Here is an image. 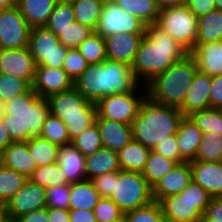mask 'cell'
Masks as SVG:
<instances>
[{"mask_svg": "<svg viewBox=\"0 0 222 222\" xmlns=\"http://www.w3.org/2000/svg\"><path fill=\"white\" fill-rule=\"evenodd\" d=\"M88 66V62L76 48L68 49L62 68L73 82L86 70Z\"/></svg>", "mask_w": 222, "mask_h": 222, "instance_id": "bcb514c9", "label": "cell"}, {"mask_svg": "<svg viewBox=\"0 0 222 222\" xmlns=\"http://www.w3.org/2000/svg\"><path fill=\"white\" fill-rule=\"evenodd\" d=\"M36 64L29 48L0 49V73L25 79L31 86Z\"/></svg>", "mask_w": 222, "mask_h": 222, "instance_id": "9a60e30c", "label": "cell"}, {"mask_svg": "<svg viewBox=\"0 0 222 222\" xmlns=\"http://www.w3.org/2000/svg\"><path fill=\"white\" fill-rule=\"evenodd\" d=\"M141 85L143 90L140 87ZM146 97L147 91L144 84H138L131 92L105 96L95 103L97 108L96 118L132 124Z\"/></svg>", "mask_w": 222, "mask_h": 222, "instance_id": "30bf717a", "label": "cell"}, {"mask_svg": "<svg viewBox=\"0 0 222 222\" xmlns=\"http://www.w3.org/2000/svg\"><path fill=\"white\" fill-rule=\"evenodd\" d=\"M1 222H16L15 220L4 218Z\"/></svg>", "mask_w": 222, "mask_h": 222, "instance_id": "89a4df30", "label": "cell"}, {"mask_svg": "<svg viewBox=\"0 0 222 222\" xmlns=\"http://www.w3.org/2000/svg\"><path fill=\"white\" fill-rule=\"evenodd\" d=\"M4 108L3 125L12 142H26L39 136L50 114L48 99L41 98L32 87L4 103Z\"/></svg>", "mask_w": 222, "mask_h": 222, "instance_id": "3957f363", "label": "cell"}, {"mask_svg": "<svg viewBox=\"0 0 222 222\" xmlns=\"http://www.w3.org/2000/svg\"><path fill=\"white\" fill-rule=\"evenodd\" d=\"M211 195L193 180L179 193L162 198L165 222H196L204 214Z\"/></svg>", "mask_w": 222, "mask_h": 222, "instance_id": "52a82bcc", "label": "cell"}, {"mask_svg": "<svg viewBox=\"0 0 222 222\" xmlns=\"http://www.w3.org/2000/svg\"><path fill=\"white\" fill-rule=\"evenodd\" d=\"M100 198L91 180L70 184L69 209L94 210Z\"/></svg>", "mask_w": 222, "mask_h": 222, "instance_id": "f1b7e54d", "label": "cell"}, {"mask_svg": "<svg viewBox=\"0 0 222 222\" xmlns=\"http://www.w3.org/2000/svg\"><path fill=\"white\" fill-rule=\"evenodd\" d=\"M192 180L211 197H222V162L189 161Z\"/></svg>", "mask_w": 222, "mask_h": 222, "instance_id": "ffe728a7", "label": "cell"}, {"mask_svg": "<svg viewBox=\"0 0 222 222\" xmlns=\"http://www.w3.org/2000/svg\"><path fill=\"white\" fill-rule=\"evenodd\" d=\"M47 215L50 222H70L69 209L47 207Z\"/></svg>", "mask_w": 222, "mask_h": 222, "instance_id": "6f0895ef", "label": "cell"}, {"mask_svg": "<svg viewBox=\"0 0 222 222\" xmlns=\"http://www.w3.org/2000/svg\"><path fill=\"white\" fill-rule=\"evenodd\" d=\"M11 142L8 132L3 125V120L0 119V150H4Z\"/></svg>", "mask_w": 222, "mask_h": 222, "instance_id": "91938a15", "label": "cell"}, {"mask_svg": "<svg viewBox=\"0 0 222 222\" xmlns=\"http://www.w3.org/2000/svg\"><path fill=\"white\" fill-rule=\"evenodd\" d=\"M177 164V162L151 150L142 175L153 187L158 180L164 177Z\"/></svg>", "mask_w": 222, "mask_h": 222, "instance_id": "836d02e7", "label": "cell"}, {"mask_svg": "<svg viewBox=\"0 0 222 222\" xmlns=\"http://www.w3.org/2000/svg\"><path fill=\"white\" fill-rule=\"evenodd\" d=\"M39 136L59 147L72 143L63 121L51 113L46 117Z\"/></svg>", "mask_w": 222, "mask_h": 222, "instance_id": "60d3db41", "label": "cell"}, {"mask_svg": "<svg viewBox=\"0 0 222 222\" xmlns=\"http://www.w3.org/2000/svg\"><path fill=\"white\" fill-rule=\"evenodd\" d=\"M4 167V154L3 150H0V169Z\"/></svg>", "mask_w": 222, "mask_h": 222, "instance_id": "03108f58", "label": "cell"}, {"mask_svg": "<svg viewBox=\"0 0 222 222\" xmlns=\"http://www.w3.org/2000/svg\"><path fill=\"white\" fill-rule=\"evenodd\" d=\"M156 25L188 53L195 48L198 18L186 6L159 11Z\"/></svg>", "mask_w": 222, "mask_h": 222, "instance_id": "9c48e42d", "label": "cell"}, {"mask_svg": "<svg viewBox=\"0 0 222 222\" xmlns=\"http://www.w3.org/2000/svg\"><path fill=\"white\" fill-rule=\"evenodd\" d=\"M204 215L213 222H222V197H212Z\"/></svg>", "mask_w": 222, "mask_h": 222, "instance_id": "db71d44e", "label": "cell"}, {"mask_svg": "<svg viewBox=\"0 0 222 222\" xmlns=\"http://www.w3.org/2000/svg\"><path fill=\"white\" fill-rule=\"evenodd\" d=\"M31 28L17 6L3 9L0 14V49L28 47Z\"/></svg>", "mask_w": 222, "mask_h": 222, "instance_id": "4fadbf2b", "label": "cell"}, {"mask_svg": "<svg viewBox=\"0 0 222 222\" xmlns=\"http://www.w3.org/2000/svg\"><path fill=\"white\" fill-rule=\"evenodd\" d=\"M186 7L198 18L216 10L215 0H188Z\"/></svg>", "mask_w": 222, "mask_h": 222, "instance_id": "816d5d0a", "label": "cell"}, {"mask_svg": "<svg viewBox=\"0 0 222 222\" xmlns=\"http://www.w3.org/2000/svg\"><path fill=\"white\" fill-rule=\"evenodd\" d=\"M109 222H125V217L124 215L121 217V218H118V219H114V220H111Z\"/></svg>", "mask_w": 222, "mask_h": 222, "instance_id": "a7ac6f4b", "label": "cell"}, {"mask_svg": "<svg viewBox=\"0 0 222 222\" xmlns=\"http://www.w3.org/2000/svg\"><path fill=\"white\" fill-rule=\"evenodd\" d=\"M92 32L94 31L89 27L75 21L62 30L57 37L63 46L71 49L77 48Z\"/></svg>", "mask_w": 222, "mask_h": 222, "instance_id": "ee69618b", "label": "cell"}, {"mask_svg": "<svg viewBox=\"0 0 222 222\" xmlns=\"http://www.w3.org/2000/svg\"><path fill=\"white\" fill-rule=\"evenodd\" d=\"M28 48L36 66L42 65L53 68L63 67L69 49L63 46L55 33L46 26L31 28Z\"/></svg>", "mask_w": 222, "mask_h": 222, "instance_id": "8fae6325", "label": "cell"}, {"mask_svg": "<svg viewBox=\"0 0 222 222\" xmlns=\"http://www.w3.org/2000/svg\"><path fill=\"white\" fill-rule=\"evenodd\" d=\"M119 7L134 15L146 26L156 24L159 9L155 0H113Z\"/></svg>", "mask_w": 222, "mask_h": 222, "instance_id": "1f68e13d", "label": "cell"}, {"mask_svg": "<svg viewBox=\"0 0 222 222\" xmlns=\"http://www.w3.org/2000/svg\"><path fill=\"white\" fill-rule=\"evenodd\" d=\"M86 180L106 173L121 171L117 151L101 147L85 157Z\"/></svg>", "mask_w": 222, "mask_h": 222, "instance_id": "d4e9b609", "label": "cell"}, {"mask_svg": "<svg viewBox=\"0 0 222 222\" xmlns=\"http://www.w3.org/2000/svg\"><path fill=\"white\" fill-rule=\"evenodd\" d=\"M150 149L132 139L118 153L122 171L142 172L148 160Z\"/></svg>", "mask_w": 222, "mask_h": 222, "instance_id": "83f0119b", "label": "cell"}, {"mask_svg": "<svg viewBox=\"0 0 222 222\" xmlns=\"http://www.w3.org/2000/svg\"><path fill=\"white\" fill-rule=\"evenodd\" d=\"M187 1L188 0H155L159 11L167 8L186 6Z\"/></svg>", "mask_w": 222, "mask_h": 222, "instance_id": "680465c9", "label": "cell"}, {"mask_svg": "<svg viewBox=\"0 0 222 222\" xmlns=\"http://www.w3.org/2000/svg\"><path fill=\"white\" fill-rule=\"evenodd\" d=\"M95 32L104 38L115 33H145L146 25L114 1H106Z\"/></svg>", "mask_w": 222, "mask_h": 222, "instance_id": "7c38bea8", "label": "cell"}, {"mask_svg": "<svg viewBox=\"0 0 222 222\" xmlns=\"http://www.w3.org/2000/svg\"><path fill=\"white\" fill-rule=\"evenodd\" d=\"M145 33H115L105 39L108 60L132 65Z\"/></svg>", "mask_w": 222, "mask_h": 222, "instance_id": "e0dca14e", "label": "cell"}, {"mask_svg": "<svg viewBox=\"0 0 222 222\" xmlns=\"http://www.w3.org/2000/svg\"><path fill=\"white\" fill-rule=\"evenodd\" d=\"M72 144L86 157L103 147L96 123L72 140Z\"/></svg>", "mask_w": 222, "mask_h": 222, "instance_id": "7bdbcfd3", "label": "cell"}, {"mask_svg": "<svg viewBox=\"0 0 222 222\" xmlns=\"http://www.w3.org/2000/svg\"><path fill=\"white\" fill-rule=\"evenodd\" d=\"M183 117L178 107L158 104L146 97L131 124L133 139L153 150L157 143L177 133Z\"/></svg>", "mask_w": 222, "mask_h": 222, "instance_id": "277c9868", "label": "cell"}, {"mask_svg": "<svg viewBox=\"0 0 222 222\" xmlns=\"http://www.w3.org/2000/svg\"><path fill=\"white\" fill-rule=\"evenodd\" d=\"M5 115L4 102L0 98V119H2Z\"/></svg>", "mask_w": 222, "mask_h": 222, "instance_id": "6125c7cd", "label": "cell"}, {"mask_svg": "<svg viewBox=\"0 0 222 222\" xmlns=\"http://www.w3.org/2000/svg\"><path fill=\"white\" fill-rule=\"evenodd\" d=\"M31 87L25 79L0 73V98L4 103L26 93Z\"/></svg>", "mask_w": 222, "mask_h": 222, "instance_id": "b9f144b4", "label": "cell"}, {"mask_svg": "<svg viewBox=\"0 0 222 222\" xmlns=\"http://www.w3.org/2000/svg\"><path fill=\"white\" fill-rule=\"evenodd\" d=\"M17 2L15 0H0V7L3 9L12 8L16 6Z\"/></svg>", "mask_w": 222, "mask_h": 222, "instance_id": "94428289", "label": "cell"}, {"mask_svg": "<svg viewBox=\"0 0 222 222\" xmlns=\"http://www.w3.org/2000/svg\"><path fill=\"white\" fill-rule=\"evenodd\" d=\"M70 222H97L94 210L69 209Z\"/></svg>", "mask_w": 222, "mask_h": 222, "instance_id": "11a10c76", "label": "cell"}, {"mask_svg": "<svg viewBox=\"0 0 222 222\" xmlns=\"http://www.w3.org/2000/svg\"><path fill=\"white\" fill-rule=\"evenodd\" d=\"M97 222H109L114 219L121 218L124 212L118 205L107 197H101L94 207Z\"/></svg>", "mask_w": 222, "mask_h": 222, "instance_id": "7dc6e473", "label": "cell"}, {"mask_svg": "<svg viewBox=\"0 0 222 222\" xmlns=\"http://www.w3.org/2000/svg\"><path fill=\"white\" fill-rule=\"evenodd\" d=\"M197 71L194 58L187 54L145 84L147 97L158 104L179 107L184 102Z\"/></svg>", "mask_w": 222, "mask_h": 222, "instance_id": "5b68a950", "label": "cell"}, {"mask_svg": "<svg viewBox=\"0 0 222 222\" xmlns=\"http://www.w3.org/2000/svg\"><path fill=\"white\" fill-rule=\"evenodd\" d=\"M29 180L46 190L54 186L70 184L57 163L37 167Z\"/></svg>", "mask_w": 222, "mask_h": 222, "instance_id": "e575fe53", "label": "cell"}, {"mask_svg": "<svg viewBox=\"0 0 222 222\" xmlns=\"http://www.w3.org/2000/svg\"><path fill=\"white\" fill-rule=\"evenodd\" d=\"M210 107L222 109V74L211 77Z\"/></svg>", "mask_w": 222, "mask_h": 222, "instance_id": "f5cc1de1", "label": "cell"}, {"mask_svg": "<svg viewBox=\"0 0 222 222\" xmlns=\"http://www.w3.org/2000/svg\"><path fill=\"white\" fill-rule=\"evenodd\" d=\"M138 84L130 65L106 59L89 64L73 82V87L84 98L96 103L108 95L131 92Z\"/></svg>", "mask_w": 222, "mask_h": 222, "instance_id": "7a4b0ae2", "label": "cell"}, {"mask_svg": "<svg viewBox=\"0 0 222 222\" xmlns=\"http://www.w3.org/2000/svg\"><path fill=\"white\" fill-rule=\"evenodd\" d=\"M46 207V189L29 179L3 206L5 218L11 220H16L26 213Z\"/></svg>", "mask_w": 222, "mask_h": 222, "instance_id": "5bb4252c", "label": "cell"}, {"mask_svg": "<svg viewBox=\"0 0 222 222\" xmlns=\"http://www.w3.org/2000/svg\"><path fill=\"white\" fill-rule=\"evenodd\" d=\"M73 87V81L63 68L36 66L32 89L41 97L50 96L67 91Z\"/></svg>", "mask_w": 222, "mask_h": 222, "instance_id": "2e32d148", "label": "cell"}, {"mask_svg": "<svg viewBox=\"0 0 222 222\" xmlns=\"http://www.w3.org/2000/svg\"><path fill=\"white\" fill-rule=\"evenodd\" d=\"M26 143L37 167L56 163L59 146L40 136L31 137Z\"/></svg>", "mask_w": 222, "mask_h": 222, "instance_id": "d6a6232c", "label": "cell"}, {"mask_svg": "<svg viewBox=\"0 0 222 222\" xmlns=\"http://www.w3.org/2000/svg\"><path fill=\"white\" fill-rule=\"evenodd\" d=\"M203 133L189 117H183L176 133L177 146L180 155L186 160H194L199 148Z\"/></svg>", "mask_w": 222, "mask_h": 222, "instance_id": "484cf974", "label": "cell"}, {"mask_svg": "<svg viewBox=\"0 0 222 222\" xmlns=\"http://www.w3.org/2000/svg\"><path fill=\"white\" fill-rule=\"evenodd\" d=\"M211 76L196 72L184 102L178 107L184 117L210 107Z\"/></svg>", "mask_w": 222, "mask_h": 222, "instance_id": "d6986e66", "label": "cell"}, {"mask_svg": "<svg viewBox=\"0 0 222 222\" xmlns=\"http://www.w3.org/2000/svg\"><path fill=\"white\" fill-rule=\"evenodd\" d=\"M202 133L222 135V109L208 108L188 116Z\"/></svg>", "mask_w": 222, "mask_h": 222, "instance_id": "8d00e7d4", "label": "cell"}, {"mask_svg": "<svg viewBox=\"0 0 222 222\" xmlns=\"http://www.w3.org/2000/svg\"><path fill=\"white\" fill-rule=\"evenodd\" d=\"M16 222H50L47 215V207L33 210L29 213H26L15 220Z\"/></svg>", "mask_w": 222, "mask_h": 222, "instance_id": "9f6ffc18", "label": "cell"}, {"mask_svg": "<svg viewBox=\"0 0 222 222\" xmlns=\"http://www.w3.org/2000/svg\"><path fill=\"white\" fill-rule=\"evenodd\" d=\"M28 179L19 172L6 168L0 169V205L4 206Z\"/></svg>", "mask_w": 222, "mask_h": 222, "instance_id": "ab89813d", "label": "cell"}, {"mask_svg": "<svg viewBox=\"0 0 222 222\" xmlns=\"http://www.w3.org/2000/svg\"><path fill=\"white\" fill-rule=\"evenodd\" d=\"M48 101L50 113L63 121L71 141L95 124L96 104L84 98L74 87L50 96Z\"/></svg>", "mask_w": 222, "mask_h": 222, "instance_id": "8992f818", "label": "cell"}, {"mask_svg": "<svg viewBox=\"0 0 222 222\" xmlns=\"http://www.w3.org/2000/svg\"><path fill=\"white\" fill-rule=\"evenodd\" d=\"M58 0H18L16 6L31 27L45 26Z\"/></svg>", "mask_w": 222, "mask_h": 222, "instance_id": "4316f807", "label": "cell"}, {"mask_svg": "<svg viewBox=\"0 0 222 222\" xmlns=\"http://www.w3.org/2000/svg\"><path fill=\"white\" fill-rule=\"evenodd\" d=\"M124 212L149 205L154 201L152 186L145 180L142 172H114L113 193L109 197Z\"/></svg>", "mask_w": 222, "mask_h": 222, "instance_id": "ba28073f", "label": "cell"}, {"mask_svg": "<svg viewBox=\"0 0 222 222\" xmlns=\"http://www.w3.org/2000/svg\"><path fill=\"white\" fill-rule=\"evenodd\" d=\"M199 72L211 77L222 74V40L213 43H195L189 53Z\"/></svg>", "mask_w": 222, "mask_h": 222, "instance_id": "44dd1931", "label": "cell"}, {"mask_svg": "<svg viewBox=\"0 0 222 222\" xmlns=\"http://www.w3.org/2000/svg\"><path fill=\"white\" fill-rule=\"evenodd\" d=\"M196 222H213V221L207 218L204 214H202Z\"/></svg>", "mask_w": 222, "mask_h": 222, "instance_id": "be15d7a7", "label": "cell"}, {"mask_svg": "<svg viewBox=\"0 0 222 222\" xmlns=\"http://www.w3.org/2000/svg\"><path fill=\"white\" fill-rule=\"evenodd\" d=\"M192 181L189 161L177 164L152 187L154 201L173 194H179Z\"/></svg>", "mask_w": 222, "mask_h": 222, "instance_id": "ac0fdd59", "label": "cell"}, {"mask_svg": "<svg viewBox=\"0 0 222 222\" xmlns=\"http://www.w3.org/2000/svg\"><path fill=\"white\" fill-rule=\"evenodd\" d=\"M73 22H75V17L71 1L58 0L45 26L57 36Z\"/></svg>", "mask_w": 222, "mask_h": 222, "instance_id": "f35d334b", "label": "cell"}, {"mask_svg": "<svg viewBox=\"0 0 222 222\" xmlns=\"http://www.w3.org/2000/svg\"><path fill=\"white\" fill-rule=\"evenodd\" d=\"M91 181L101 197L109 198L113 193L114 172L96 176Z\"/></svg>", "mask_w": 222, "mask_h": 222, "instance_id": "f907efd6", "label": "cell"}, {"mask_svg": "<svg viewBox=\"0 0 222 222\" xmlns=\"http://www.w3.org/2000/svg\"><path fill=\"white\" fill-rule=\"evenodd\" d=\"M216 10L222 11V0H215Z\"/></svg>", "mask_w": 222, "mask_h": 222, "instance_id": "e7e4bbea", "label": "cell"}, {"mask_svg": "<svg viewBox=\"0 0 222 222\" xmlns=\"http://www.w3.org/2000/svg\"><path fill=\"white\" fill-rule=\"evenodd\" d=\"M4 166L24 175L27 179L37 168L26 142H11L4 150Z\"/></svg>", "mask_w": 222, "mask_h": 222, "instance_id": "cb8c5ba5", "label": "cell"}, {"mask_svg": "<svg viewBox=\"0 0 222 222\" xmlns=\"http://www.w3.org/2000/svg\"><path fill=\"white\" fill-rule=\"evenodd\" d=\"M194 160L202 162H222V135L203 133Z\"/></svg>", "mask_w": 222, "mask_h": 222, "instance_id": "74e56055", "label": "cell"}, {"mask_svg": "<svg viewBox=\"0 0 222 222\" xmlns=\"http://www.w3.org/2000/svg\"><path fill=\"white\" fill-rule=\"evenodd\" d=\"M104 3L103 0H71L75 21L95 31Z\"/></svg>", "mask_w": 222, "mask_h": 222, "instance_id": "4dcf8cb0", "label": "cell"}, {"mask_svg": "<svg viewBox=\"0 0 222 222\" xmlns=\"http://www.w3.org/2000/svg\"><path fill=\"white\" fill-rule=\"evenodd\" d=\"M5 218L4 208L0 205V222Z\"/></svg>", "mask_w": 222, "mask_h": 222, "instance_id": "003e7915", "label": "cell"}, {"mask_svg": "<svg viewBox=\"0 0 222 222\" xmlns=\"http://www.w3.org/2000/svg\"><path fill=\"white\" fill-rule=\"evenodd\" d=\"M76 49L88 64L102 63L107 59L105 39L95 31L92 32Z\"/></svg>", "mask_w": 222, "mask_h": 222, "instance_id": "d590c367", "label": "cell"}, {"mask_svg": "<svg viewBox=\"0 0 222 222\" xmlns=\"http://www.w3.org/2000/svg\"><path fill=\"white\" fill-rule=\"evenodd\" d=\"M153 151L162 154L166 158H169L178 164L186 162V160L179 153L176 134L168 136V139L164 140L163 142L157 143Z\"/></svg>", "mask_w": 222, "mask_h": 222, "instance_id": "681fc988", "label": "cell"}, {"mask_svg": "<svg viewBox=\"0 0 222 222\" xmlns=\"http://www.w3.org/2000/svg\"><path fill=\"white\" fill-rule=\"evenodd\" d=\"M56 163L70 184L86 180L85 156L72 143L60 147Z\"/></svg>", "mask_w": 222, "mask_h": 222, "instance_id": "603a6c76", "label": "cell"}, {"mask_svg": "<svg viewBox=\"0 0 222 222\" xmlns=\"http://www.w3.org/2000/svg\"><path fill=\"white\" fill-rule=\"evenodd\" d=\"M95 123L99 129L103 147L118 152L133 139L131 124L104 118H96Z\"/></svg>", "mask_w": 222, "mask_h": 222, "instance_id": "7402d4cb", "label": "cell"}, {"mask_svg": "<svg viewBox=\"0 0 222 222\" xmlns=\"http://www.w3.org/2000/svg\"><path fill=\"white\" fill-rule=\"evenodd\" d=\"M125 222H165L162 208L157 201H153L135 210L124 213Z\"/></svg>", "mask_w": 222, "mask_h": 222, "instance_id": "f6af8a7d", "label": "cell"}, {"mask_svg": "<svg viewBox=\"0 0 222 222\" xmlns=\"http://www.w3.org/2000/svg\"><path fill=\"white\" fill-rule=\"evenodd\" d=\"M47 207L69 209L70 184L58 185L46 190Z\"/></svg>", "mask_w": 222, "mask_h": 222, "instance_id": "c3c4849f", "label": "cell"}, {"mask_svg": "<svg viewBox=\"0 0 222 222\" xmlns=\"http://www.w3.org/2000/svg\"><path fill=\"white\" fill-rule=\"evenodd\" d=\"M222 40V11L214 10L198 17L195 43H213Z\"/></svg>", "mask_w": 222, "mask_h": 222, "instance_id": "f546056e", "label": "cell"}, {"mask_svg": "<svg viewBox=\"0 0 222 222\" xmlns=\"http://www.w3.org/2000/svg\"><path fill=\"white\" fill-rule=\"evenodd\" d=\"M187 54L189 53L182 46L156 24L147 25L131 65L132 74L139 84L145 85Z\"/></svg>", "mask_w": 222, "mask_h": 222, "instance_id": "6da1fadb", "label": "cell"}]
</instances>
